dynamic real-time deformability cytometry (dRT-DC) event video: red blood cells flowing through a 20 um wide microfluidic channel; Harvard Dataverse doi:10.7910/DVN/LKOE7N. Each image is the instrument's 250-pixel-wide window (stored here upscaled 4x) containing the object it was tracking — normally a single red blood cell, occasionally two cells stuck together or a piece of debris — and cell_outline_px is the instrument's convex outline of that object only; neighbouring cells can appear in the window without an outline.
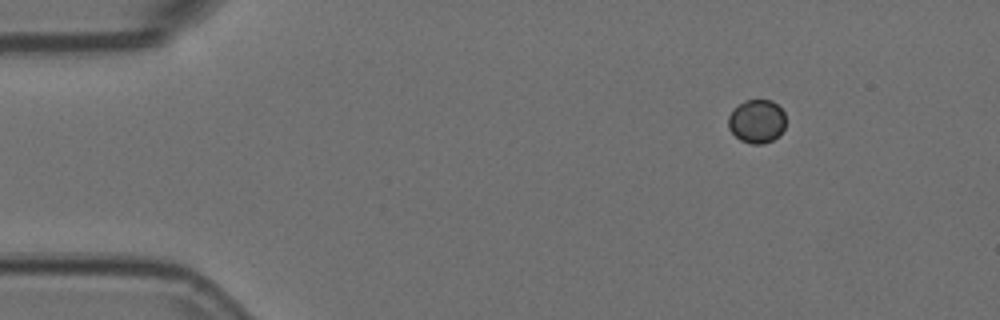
{"species": "Egyptian fruit bat (a non-hibernating species)", "species_latin": "Rousettus aegyptiacus", "temperature_condition": "room temperature", "stored_images_in_passage": 6, "camera_frame_rate_fps": 3000, "um_per_image_px": 0.085, "animal": {"sex": "female"}, "frame": {"image": 1, "passage_image": 1, "time_ms": 0.0, "image_size_px": [1000, 320], "cell_outline_px": [[784, 128], [772, 140], [764, 144], [752, 144], [740, 140], [728, 128], [728, 116], [744, 100], [772, 100], [784, 112]], "centroid_in_image_um": [64.31, 10.31], "position_along_channel_um": 20.7, "area_um2": 14.33}}
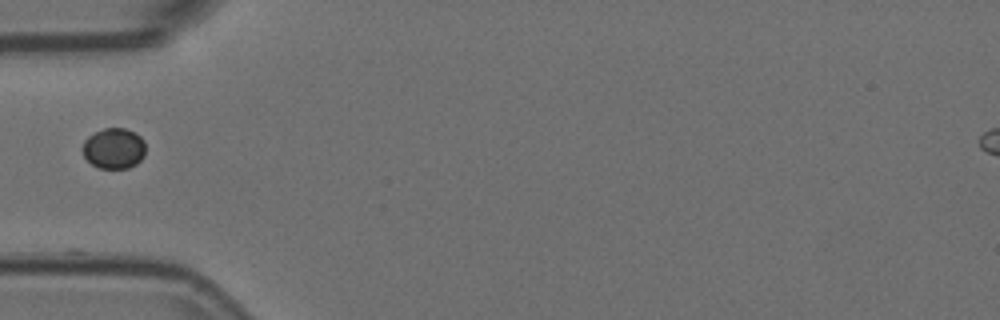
{"frame": {"image": 2, "passage_image": 4, "time_ms": 1.0, "image_size_px": [1000, 320], "cell_outline_px": [[144, 156], [136, 164], [128, 168], [100, 168], [92, 164], [84, 156], [84, 140], [88, 136], [104, 128], [124, 128], [136, 132], [144, 140]], "centroid_in_image_um": [9.7, 12.6], "position_along_channel_um": 75.3, "area_um2": 14.8}}
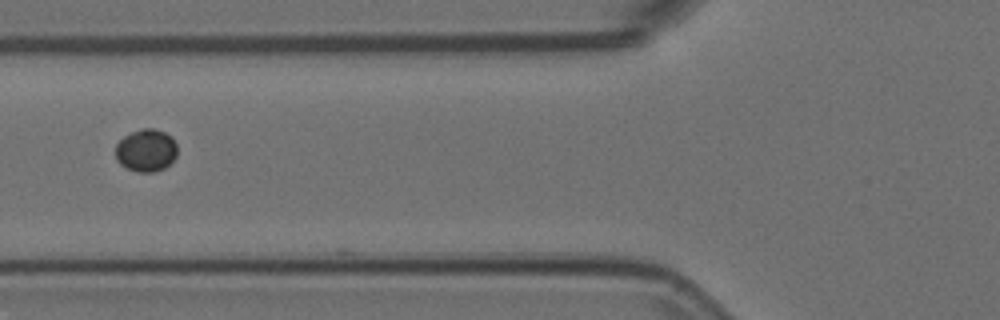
{"frame": {"image": 3, "passage_image": 5, "time_ms": 1.333, "image_size_px": [1000, 320], "cell_outline_px": [[176, 156], [164, 168], [152, 172], [136, 172], [120, 164], [116, 160], [116, 144], [124, 136], [140, 128], [152, 128], [164, 132], [172, 136], [176, 144]], "centroid_in_image_um": [12.41, 12.77], "position_along_channel_um": 113.4, "area_um2": 15.26}}